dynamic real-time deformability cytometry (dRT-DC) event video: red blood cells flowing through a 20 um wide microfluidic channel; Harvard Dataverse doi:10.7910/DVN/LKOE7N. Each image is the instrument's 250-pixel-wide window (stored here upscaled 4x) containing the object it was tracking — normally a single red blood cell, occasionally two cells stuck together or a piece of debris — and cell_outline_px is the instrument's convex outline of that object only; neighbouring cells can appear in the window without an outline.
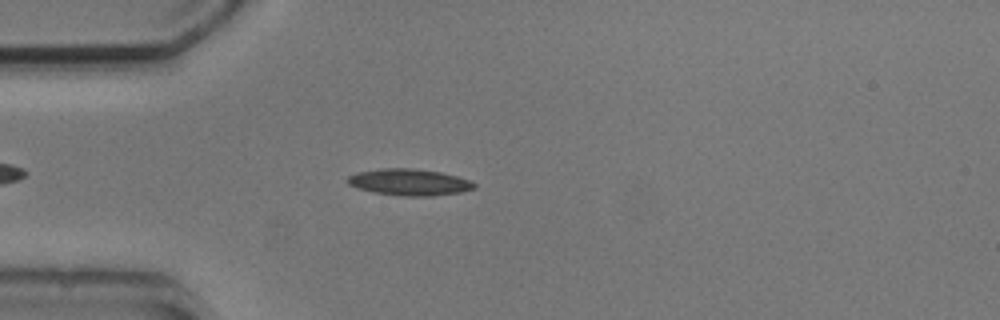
{"species": "common noctule bat (a hibernating species)", "species_latin": "Nyctalus noctula", "temperature_condition": "cold", "stored_images_in_passage": 4, "camera_frame_rate_fps": 3000, "um_per_image_px": 0.085, "animal": {"sex": "male", "body_mass_g": 20.5, "forearm_length_mm": 52.5}, "frame": {"image": 1, "passage_image": 4, "time_ms": 3.333, "image_size_px": [1000, 320], "cell_outline_px": [[476, 188], [460, 192], [432, 196], [404, 196], [372, 192], [356, 188], [348, 184], [344, 180], [348, 176], [356, 172], [380, 168], [412, 168], [440, 172], [472, 180], [476, 184]], "centroid_in_image_um": [34.76, 15.48], "position_along_channel_um": 50.2, "area_um2": 19.83}}